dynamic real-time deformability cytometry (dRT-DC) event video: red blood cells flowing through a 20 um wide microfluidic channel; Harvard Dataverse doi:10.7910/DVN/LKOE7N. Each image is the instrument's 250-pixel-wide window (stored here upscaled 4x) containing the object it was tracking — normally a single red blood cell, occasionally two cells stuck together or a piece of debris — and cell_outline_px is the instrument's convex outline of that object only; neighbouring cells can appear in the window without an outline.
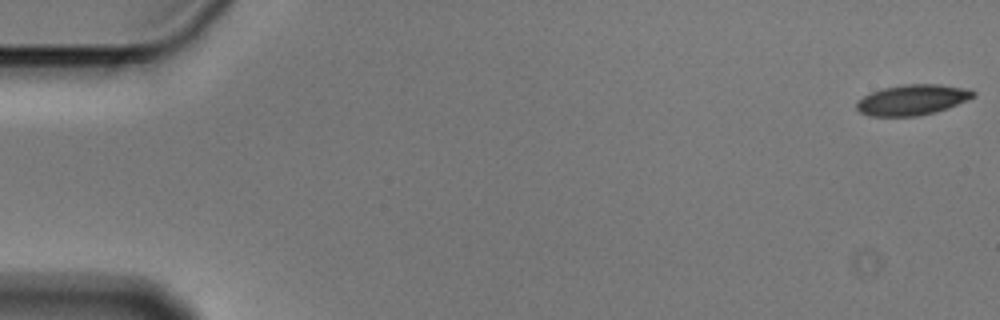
{"species": "Egyptian fruit bat (a non-hibernating species)", "species_latin": "Rousettus aegyptiacus", "temperature_condition": "cold", "stored_images_in_passage": 4, "camera_frame_rate_fps": 3000, "um_per_image_px": 0.085, "animal": {"sex": "male"}, "frame": {"image": 1, "passage_image": 1, "time_ms": 0.0, "image_size_px": [1000, 320], "cell_outline_px": [[976, 96], [948, 108], [936, 112], [916, 116], [872, 116], [860, 112], [856, 108], [856, 104], [864, 96], [872, 92], [884, 88], [904, 84], [940, 84], [964, 88], [976, 92]], "centroid_in_image_um": [77.57, 8.48], "position_along_channel_um": 7.4, "area_um2": 20.58}}